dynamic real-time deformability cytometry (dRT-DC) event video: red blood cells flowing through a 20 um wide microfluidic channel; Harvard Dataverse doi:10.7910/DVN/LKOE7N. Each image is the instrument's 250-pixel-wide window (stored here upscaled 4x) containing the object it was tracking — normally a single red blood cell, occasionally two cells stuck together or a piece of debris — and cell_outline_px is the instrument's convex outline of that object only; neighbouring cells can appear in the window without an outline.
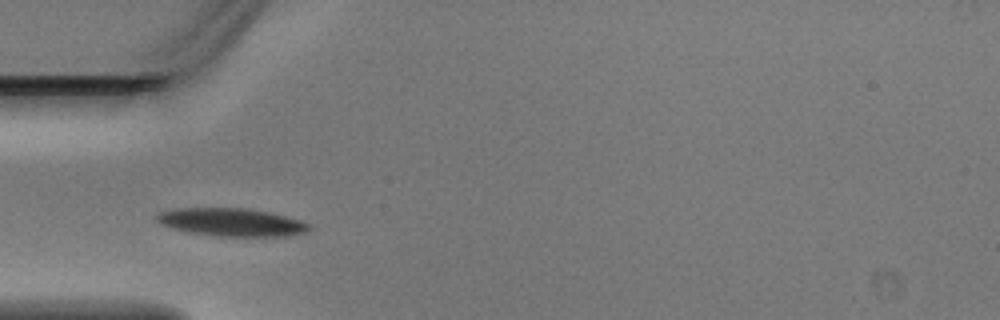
{"species": "Egyptian fruit bat (a non-hibernating species)", "species_latin": "Rousettus aegyptiacus", "temperature_condition": "warm", "stored_images_in_passage": 5, "camera_frame_rate_fps": 3000, "um_per_image_px": 0.085, "animal": {"sex": "male"}, "frame": {"image": 1, "passage_image": 5, "time_ms": 1.333, "image_size_px": [1000, 320], "cell_outline_px": [[312, 228], [308, 232], [288, 236], [216, 236], [188, 232], [172, 228], [160, 224], [156, 220], [156, 216], [160, 212], [176, 208], [244, 208], [272, 212], [300, 220], [308, 224]], "centroid_in_image_um": [19.7, 18.89], "position_along_channel_um": 65.3, "area_um2": 24.97}}